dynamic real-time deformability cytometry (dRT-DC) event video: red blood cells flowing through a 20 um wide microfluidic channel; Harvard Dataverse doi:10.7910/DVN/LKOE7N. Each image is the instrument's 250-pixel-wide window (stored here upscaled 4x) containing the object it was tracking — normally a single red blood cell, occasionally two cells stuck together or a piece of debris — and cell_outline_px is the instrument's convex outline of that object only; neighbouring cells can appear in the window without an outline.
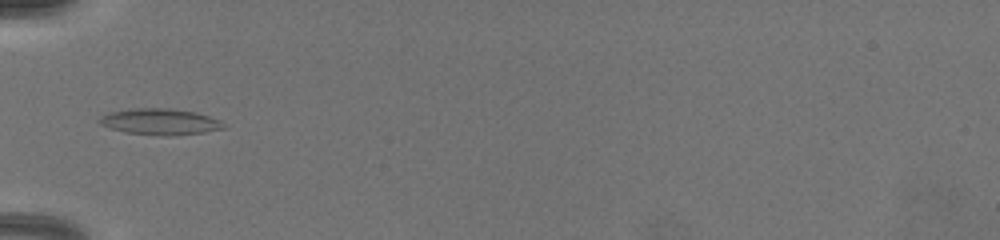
{"species": "common noctule bat (a hibernating species)", "species_latin": "Nyctalus noctula", "temperature_condition": "warm", "stored_images_in_passage": 18, "camera_frame_rate_fps": 3000, "um_per_image_px": 0.085, "animal": {"sex": "female", "body_mass_g": 19.5, "forearm_length_mm": 54.1}, "frame": {"image": 1, "passage_image": 7, "time_ms": 6.0, "image_size_px": [1000, 240], "cell_outline_px": [[228, 128], [204, 132], [176, 136], [168, 136], [124, 132], [100, 124], [96, 120], [100, 116], [108, 112], [132, 108], [172, 108], [196, 112], [220, 120]], "centroid_in_image_um": [13.61, 10.34], "position_along_channel_um": 71.4, "area_um2": 19.19}}
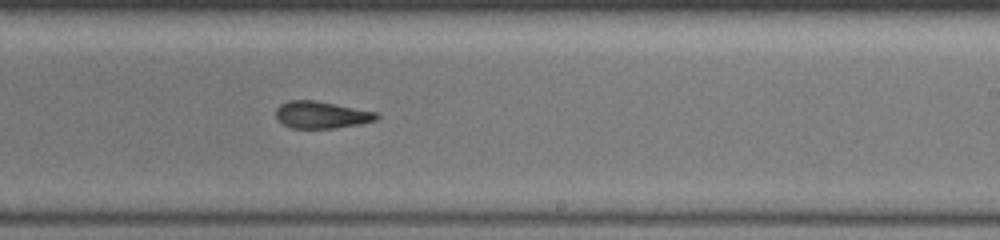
{"frame": {"image": 2, "passage_image": 12, "time_ms": 10.667, "image_size_px": [1000, 240], "cell_outline_px": [[380, 116], [376, 120], [360, 124], [336, 128], [292, 128], [276, 120], [276, 108], [280, 104], [292, 100], [312, 100], [380, 112]], "centroid_in_image_um": [27.35, 9.76], "position_along_channel_um": 261.7, "area_um2": 15.95}}
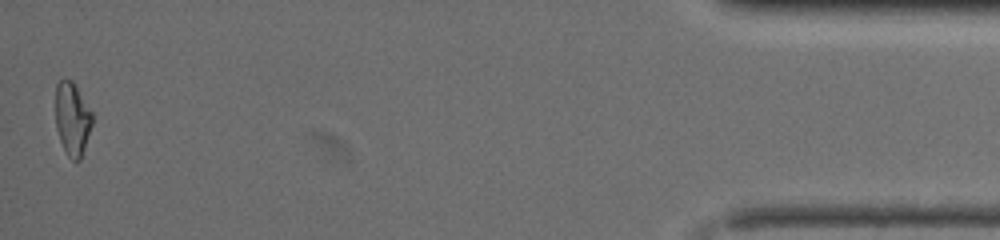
{"frame": {"image": 3, "passage_image": 18, "time_ms": 16.667, "image_size_px": [1000, 240], "cell_outline_px": [[92, 124], [80, 160], [72, 160], [68, 156], [60, 140], [56, 128], [56, 84], [60, 80], [72, 80], [92, 112]], "centroid_in_image_um": [6.14, 10.1], "position_along_channel_um": 429.1, "area_um2": 15.37}, "authors_computed_cell_mechanics": {"area_um2": 16.5886, "velocity_mm_per_s": 4.1143, "shape_relaxation_time_tau1_ms": null, "shape_relaxation_time_tau2_ms": 2.7776, "deformation_change_tau1": null, "deformation_change_tau2": 0.109}}